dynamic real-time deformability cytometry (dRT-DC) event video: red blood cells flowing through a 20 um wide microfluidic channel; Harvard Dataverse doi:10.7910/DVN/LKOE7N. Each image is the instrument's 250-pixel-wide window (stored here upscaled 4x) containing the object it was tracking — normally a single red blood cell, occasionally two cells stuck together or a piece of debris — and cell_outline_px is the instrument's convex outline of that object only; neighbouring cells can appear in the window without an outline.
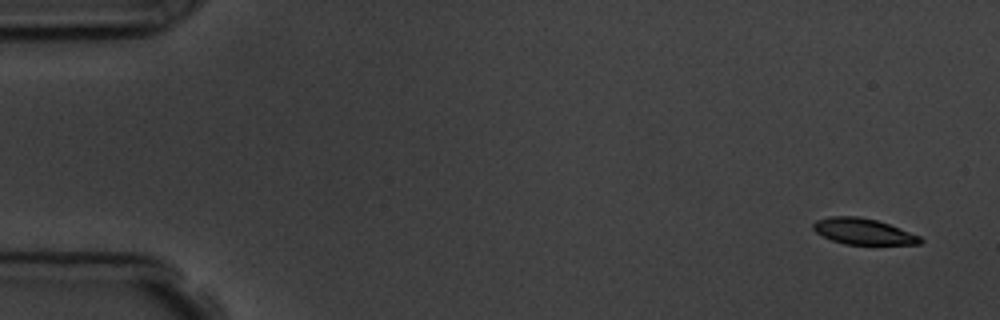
{"species": "common noctule bat (a hibernating species)", "species_latin": "Nyctalus noctula", "temperature_condition": "room temperature", "stored_images_in_passage": 6, "segment_of_instrument_passage": [1, 2], "camera_frame_rate_fps": 3000, "um_per_image_px": 0.085, "animal": {"sex": "male", "body_mass_g": 19.5, "forearm_length_mm": 54.6}, "frame": {"image": 1, "passage_image": 1, "time_ms": 0.0, "image_size_px": [1000, 320], "cell_outline_px": [[924, 240], [920, 244], [844, 244], [832, 240], [816, 232], [812, 228], [812, 224], [816, 220], [828, 216], [856, 216], [876, 220], [888, 224], [920, 236]], "centroid_in_image_um": [73.34, 19.67], "position_along_channel_um": 11.7, "area_um2": 16.07}}